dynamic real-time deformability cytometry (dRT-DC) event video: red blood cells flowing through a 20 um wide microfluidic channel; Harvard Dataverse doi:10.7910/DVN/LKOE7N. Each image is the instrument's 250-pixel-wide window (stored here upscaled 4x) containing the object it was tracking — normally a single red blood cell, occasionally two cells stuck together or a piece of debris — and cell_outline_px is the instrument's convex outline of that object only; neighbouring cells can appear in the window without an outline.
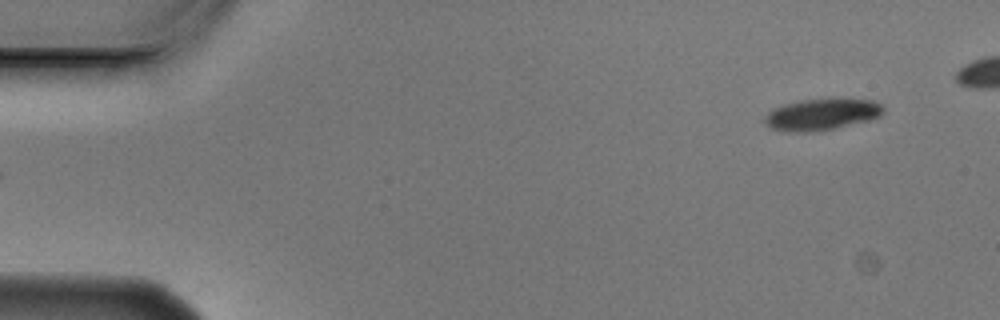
{"species": "Egyptian fruit bat (a non-hibernating species)", "species_latin": "Rousettus aegyptiacus", "temperature_condition": "cold", "stored_images_in_passage": 4, "segment_of_instrument_passage": [2, 2], "camera_frame_rate_fps": 3000, "um_per_image_px": 0.085, "animal": {"sex": "male"}, "frame": {"image": 1, "passage_image": 4, "time_ms": 1.0, "image_size_px": [1000, 320], "cell_outline_px": [[884, 112], [880, 116], [832, 128], [808, 132], [784, 132], [772, 128], [764, 120], [764, 116], [772, 108], [784, 104], [800, 100], [872, 100], [884, 104]], "centroid_in_image_um": [69.79, 9.73], "position_along_channel_um": 15.2, "area_um2": 21.15}}